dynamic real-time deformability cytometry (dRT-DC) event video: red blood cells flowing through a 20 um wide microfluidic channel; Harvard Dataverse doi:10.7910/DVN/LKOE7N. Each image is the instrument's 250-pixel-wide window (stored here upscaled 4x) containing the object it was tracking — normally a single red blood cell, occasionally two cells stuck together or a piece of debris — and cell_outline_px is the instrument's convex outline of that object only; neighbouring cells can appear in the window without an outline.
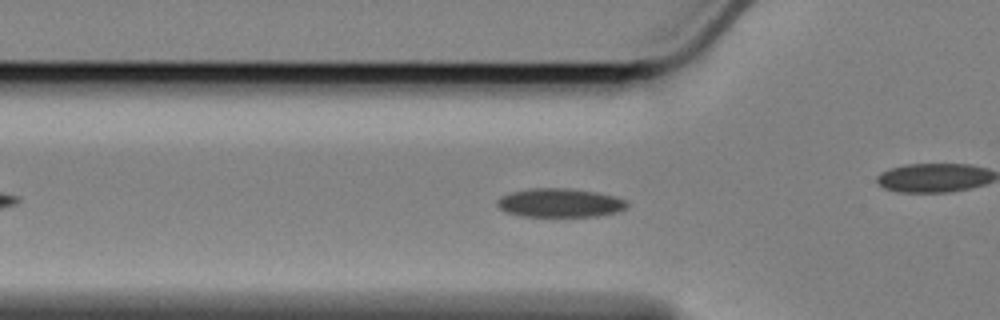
{"species": "Egyptian fruit bat (a non-hibernating species)", "species_latin": "Rousettus aegyptiacus", "temperature_condition": "cold", "stored_images_in_passage": 54, "camera_frame_rate_fps": 3000, "um_per_image_px": 0.085, "animal": {"sex": "female"}, "frame": {"image": 1, "passage_image": 13, "time_ms": 4.0, "image_size_px": [1000, 320], "cell_outline_px": [[628, 208], [616, 212], [596, 216], [520, 216], [504, 212], [496, 204], [496, 200], [500, 196], [512, 192], [528, 188], [564, 188], [596, 192], [616, 196], [624, 200], [628, 204]], "centroid_in_image_um": [47.56, 17.24], "position_along_channel_um": 78.2, "area_um2": 21.85}}
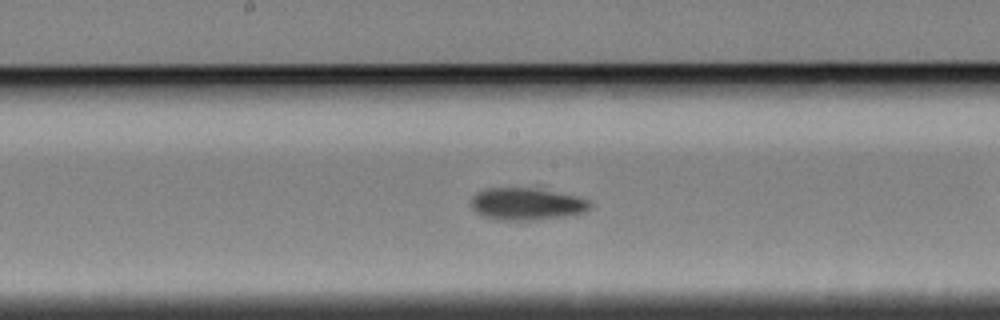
{"frame": {"image": 2, "passage_image": 24, "time_ms": 7.667, "image_size_px": [1000, 320], "cell_outline_px": [[592, 204], [584, 212], [568, 216], [532, 220], [504, 220], [484, 216], [476, 212], [468, 204], [472, 196], [476, 192], [484, 188], [540, 184], [588, 200]], "centroid_in_image_um": [44.76, 17.25], "position_along_channel_um": 203.4, "area_um2": 23.81}}
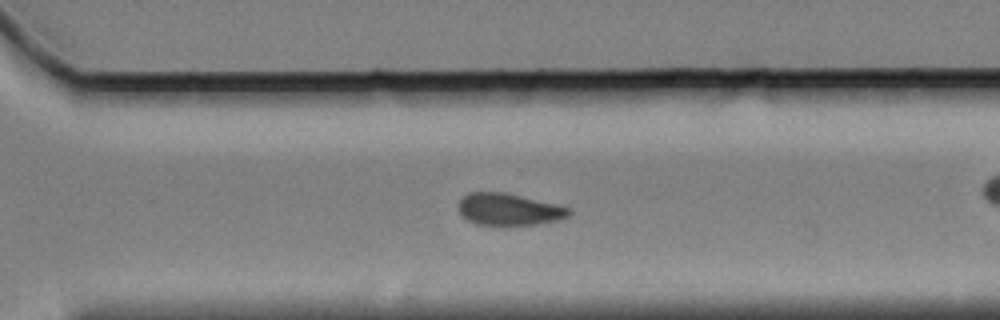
{"frame": {"image": 3, "passage_image": 35, "time_ms": 11.333, "image_size_px": [1000, 320], "cell_outline_px": [[572, 212], [568, 216], [560, 220], [536, 224], [508, 228], [476, 224], [468, 220], [460, 212], [460, 200], [464, 196], [472, 192], [500, 192], [520, 196], [556, 204], [568, 208]], "centroid_in_image_um": [43.27, 17.85], "position_along_channel_um": 327.3, "area_um2": 20.81}, "authors_computed_cell_mechanics": {"area_um2": 21.4727, "velocity_mm_per_s": 3.3857, "shape_relaxation_time_tau1_ms": 3.1127, "shape_relaxation_time_tau2_ms": null, "deformation_change_tau1": 0.0831, "deformation_change_tau2": null}}